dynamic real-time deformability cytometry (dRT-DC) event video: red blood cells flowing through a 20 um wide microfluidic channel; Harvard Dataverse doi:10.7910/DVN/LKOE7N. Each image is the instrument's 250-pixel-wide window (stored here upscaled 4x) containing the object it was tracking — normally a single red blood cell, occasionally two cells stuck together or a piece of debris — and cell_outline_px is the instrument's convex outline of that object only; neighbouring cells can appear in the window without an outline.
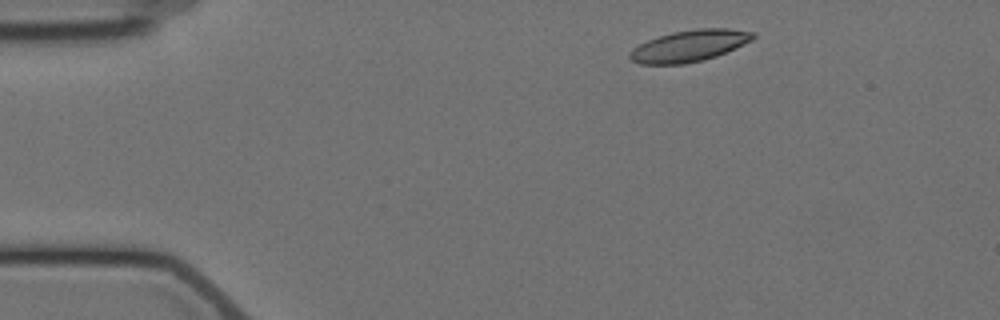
{"species": "Egyptian fruit bat (a non-hibernating species)", "species_latin": "Rousettus aegyptiacus", "temperature_condition": "cold", "stored_images_in_passage": 4, "camera_frame_rate_fps": 3000, "um_per_image_px": 0.085, "animal": {"sex": "female"}, "frame": {"image": 1, "passage_image": 1, "time_ms": 0.0, "image_size_px": [1000, 320], "cell_outline_px": [[756, 36], [752, 40], [716, 56], [704, 60], [684, 64], [640, 64], [632, 60], [628, 56], [628, 52], [640, 44], [648, 40], [672, 32], [696, 28], [728, 28], [756, 32]], "centroid_in_image_um": [58.6, 3.89], "position_along_channel_um": 26.4, "area_um2": 22.6}}
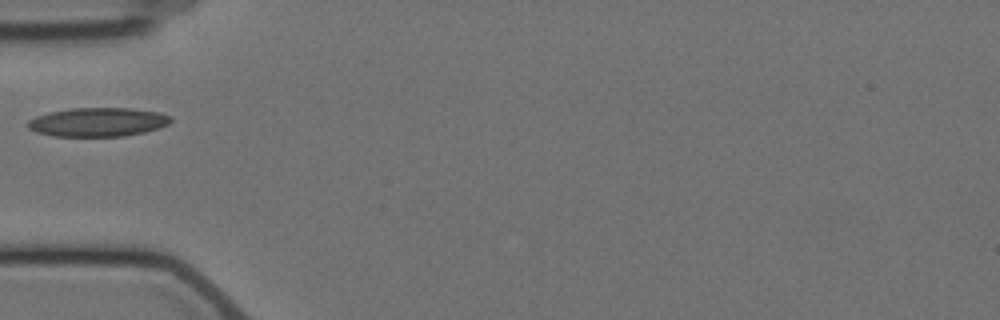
{"frame": {"image": 2, "passage_image": 4, "time_ms": 3.333, "image_size_px": [1000, 320], "cell_outline_px": [[172, 120], [168, 124], [160, 128], [144, 132], [124, 136], [52, 136], [36, 132], [28, 128], [28, 120], [36, 116], [48, 112], [72, 108], [132, 108], [160, 112], [172, 116]], "centroid_in_image_um": [8.34, 10.37], "position_along_channel_um": 76.7, "area_um2": 24.22}}